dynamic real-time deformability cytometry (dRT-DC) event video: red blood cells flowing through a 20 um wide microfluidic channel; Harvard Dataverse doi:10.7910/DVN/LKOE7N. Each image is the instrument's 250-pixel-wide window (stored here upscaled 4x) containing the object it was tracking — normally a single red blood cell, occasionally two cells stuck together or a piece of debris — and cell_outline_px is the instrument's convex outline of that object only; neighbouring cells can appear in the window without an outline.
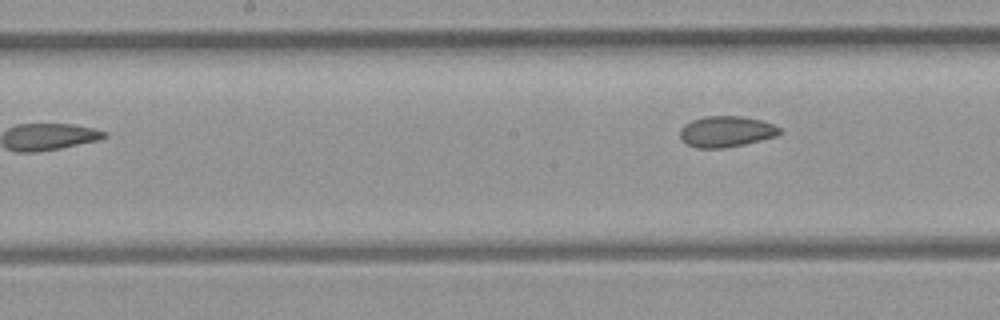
{"species": "common noctule bat (a hibernating species)", "species_latin": "Nyctalus noctula", "temperature_condition": "room temperature", "stored_images_in_passage": 8, "segment_of_instrument_passage": [2, 2], "camera_frame_rate_fps": 3000, "um_per_image_px": 0.085, "animal": {"sex": "female", "body_mass_g": 21.9}, "frame": {"image": 1, "passage_image": 8, "time_ms": 8.0, "image_size_px": [1000, 320], "cell_outline_px": [[784, 132], [776, 136], [744, 144], [724, 148], [696, 148], [688, 144], [680, 136], [680, 128], [684, 124], [692, 120], [704, 116], [744, 116], [760, 120], [772, 124], [780, 128]], "centroid_in_image_um": [61.73, 11.17], "position_along_channel_um": 186.5, "area_um2": 17.98}}